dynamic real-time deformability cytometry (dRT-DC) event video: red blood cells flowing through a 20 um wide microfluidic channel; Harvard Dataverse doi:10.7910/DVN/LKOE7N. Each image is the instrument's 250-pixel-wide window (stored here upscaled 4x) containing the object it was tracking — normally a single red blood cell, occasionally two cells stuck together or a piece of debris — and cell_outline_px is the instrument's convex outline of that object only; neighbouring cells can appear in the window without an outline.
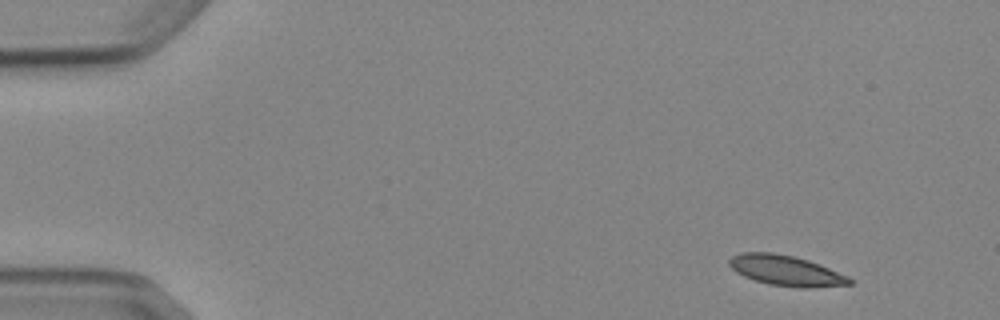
{"species": "Egyptian fruit bat (a non-hibernating species)", "species_latin": "Rousettus aegyptiacus", "temperature_condition": "cold", "stored_images_in_passage": 4, "camera_frame_rate_fps": 3000, "um_per_image_px": 0.085, "animal": {"sex": "female"}, "frame": {"image": 1, "passage_image": 1, "time_ms": 0.0, "image_size_px": [1000, 320], "cell_outline_px": [[856, 280], [852, 284], [812, 288], [804, 288], [768, 284], [744, 276], [736, 272], [728, 264], [728, 260], [732, 256], [740, 252], [772, 252], [792, 256], [808, 260], [820, 264], [848, 276]], "centroid_in_image_um": [66.83, 23.0], "position_along_channel_um": 18.2, "area_um2": 21.39}}
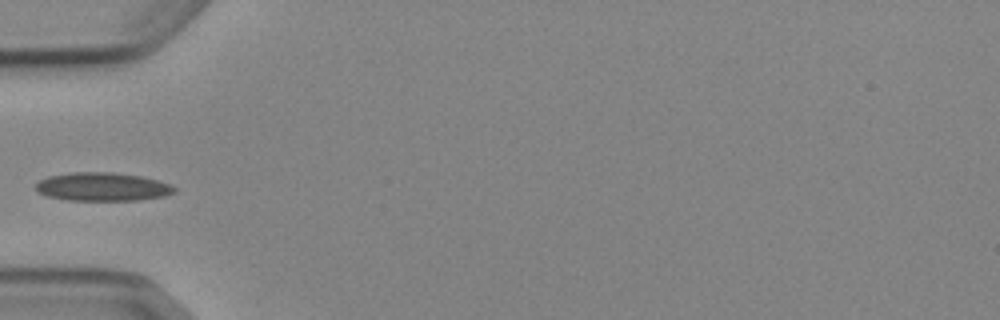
{"frame": {"image": 2, "passage_image": 4, "time_ms": 4.333, "image_size_px": [1000, 320], "cell_outline_px": [[176, 192], [164, 196], [140, 200], [68, 200], [48, 196], [40, 192], [36, 188], [36, 184], [40, 180], [48, 176], [72, 172], [112, 172], [140, 176], [156, 180], [168, 184], [176, 188]], "centroid_in_image_um": [8.72, 15.87], "position_along_channel_um": 76.3, "area_um2": 22.77}}